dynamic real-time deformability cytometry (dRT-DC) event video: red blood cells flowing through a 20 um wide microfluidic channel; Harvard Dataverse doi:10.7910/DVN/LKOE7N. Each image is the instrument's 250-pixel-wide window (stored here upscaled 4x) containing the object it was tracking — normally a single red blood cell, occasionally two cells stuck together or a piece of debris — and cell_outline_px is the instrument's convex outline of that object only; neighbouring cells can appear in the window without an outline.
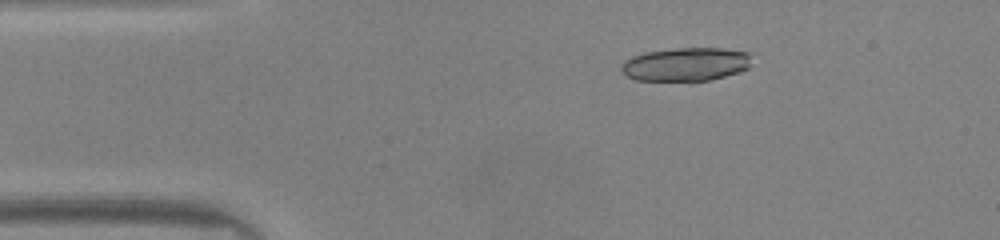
{"species": "common noctule bat (a hibernating species)", "species_latin": "Nyctalus noctula", "temperature_condition": "warm", "stored_images_in_passage": 42, "camera_frame_rate_fps": 3000, "um_per_image_px": 0.085, "animal": {"sex": "male", "body_mass_g": 20.0, "forearm_length_mm": 53.3}, "frame": {"image": 1, "passage_image": 1, "time_ms": 0.0, "image_size_px": [1000, 240], "cell_outline_px": [[748, 68], [740, 72], [692, 84], [688, 84], [636, 80], [628, 76], [620, 68], [624, 60], [632, 56], [648, 52], [676, 48], [720, 48], [748, 52]], "centroid_in_image_um": [58.25, 5.52], "position_along_channel_um": 26.8, "area_um2": 26.07}}